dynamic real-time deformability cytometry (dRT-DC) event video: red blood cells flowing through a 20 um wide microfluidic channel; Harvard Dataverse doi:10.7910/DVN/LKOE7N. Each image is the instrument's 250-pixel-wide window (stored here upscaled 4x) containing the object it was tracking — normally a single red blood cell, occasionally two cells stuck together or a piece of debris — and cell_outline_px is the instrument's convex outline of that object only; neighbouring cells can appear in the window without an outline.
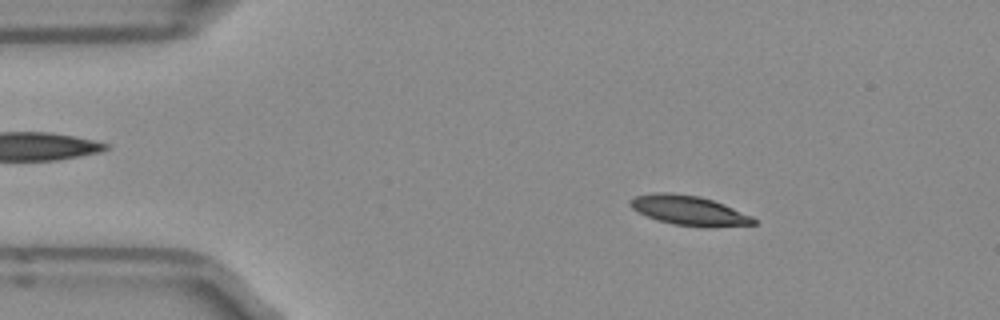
{"species": "Egyptian fruit bat (a non-hibernating species)", "species_latin": "Rousettus aegyptiacus", "temperature_condition": "room temperature", "stored_images_in_passage": 50, "camera_frame_rate_fps": 3000, "um_per_image_px": 0.085, "frame": {"image": 1, "passage_image": 7, "time_ms": 2.0, "image_size_px": [1000, 320], "cell_outline_px": [[756, 224], [672, 224], [656, 220], [632, 208], [628, 204], [628, 200], [636, 196], [652, 192], [672, 192], [700, 196], [724, 204], [752, 216], [756, 220]], "centroid_in_image_um": [58.44, 17.81], "position_along_channel_um": 26.6, "area_um2": 20.35}}
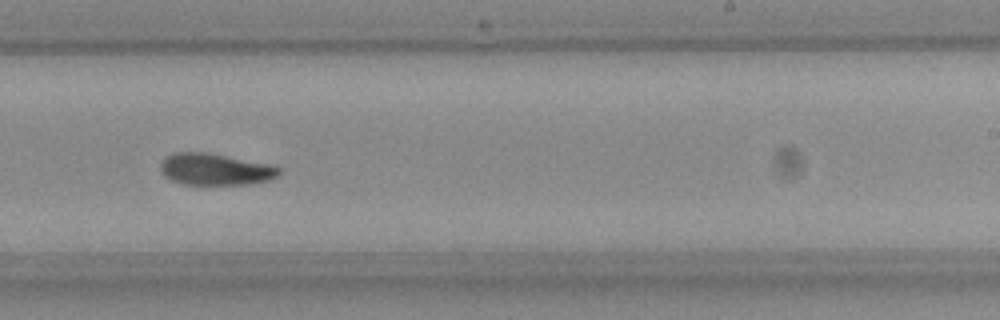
{"frame": {"image": 2, "passage_image": 30, "time_ms": 9.667, "image_size_px": [1000, 320], "cell_outline_px": [[280, 172], [276, 176], [268, 180], [248, 184], [180, 184], [164, 176], [160, 168], [160, 164], [164, 156], [172, 152], [204, 152], [276, 164], [280, 168]], "centroid_in_image_um": [18.29, 14.37], "position_along_channel_um": 270.7, "area_um2": 22.14}}
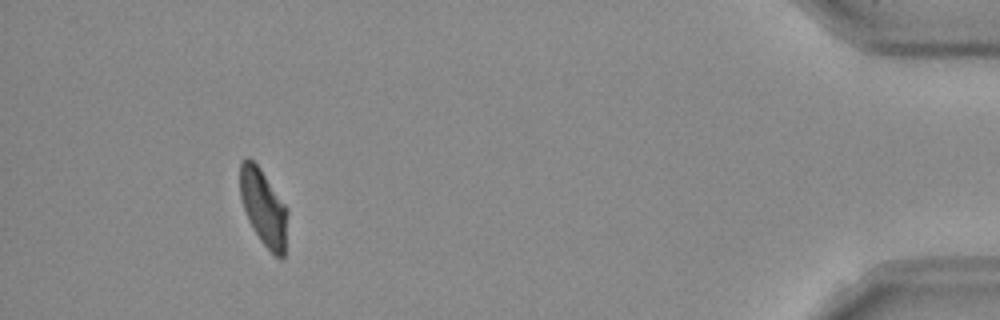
{"frame": {"image": 3, "passage_image": 46, "time_ms": 15.0, "image_size_px": [1000, 320], "cell_outline_px": [[288, 212], [284, 256], [280, 260], [260, 240], [248, 220], [240, 196], [240, 164], [248, 156], [260, 168], [288, 208]], "centroid_in_image_um": [22.41, 17.64], "position_along_channel_um": 412.8, "area_um2": 20.98}, "authors_computed_cell_mechanics": {"area_um2": 22.0507, "velocity_mm_per_s": 3.9331, "shape_relaxation_time_tau1_ms": 6.5833, "shape_relaxation_time_tau2_ms": 5.6433, "deformation_change_tau1": 0.1822, "deformation_change_tau2": 0.1217}}